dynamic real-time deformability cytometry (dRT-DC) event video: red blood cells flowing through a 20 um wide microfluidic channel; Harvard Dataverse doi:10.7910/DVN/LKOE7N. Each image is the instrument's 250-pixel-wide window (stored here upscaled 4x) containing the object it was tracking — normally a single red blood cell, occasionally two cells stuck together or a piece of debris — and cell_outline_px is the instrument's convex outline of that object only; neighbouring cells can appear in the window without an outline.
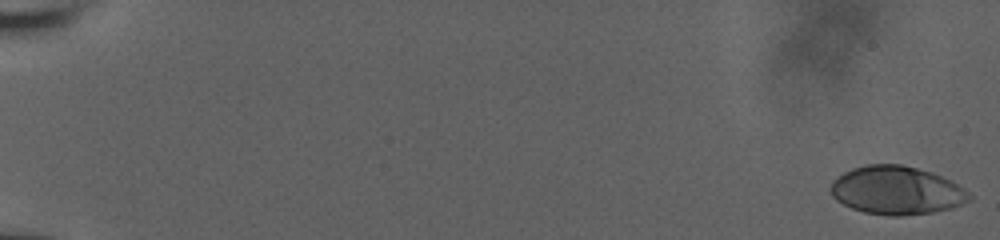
{"species": "human", "species_latin": "Homo sapiens", "temperature_condition": "room temperature", "stored_images_in_passage": 58, "camera_frame_rate_fps": 3000, "um_per_image_px": 0.085, "donor": {"sex": "male"}, "frame": {"image": 1, "passage_image": 1, "time_ms": 0.0, "image_size_px": [1000, 240], "cell_outline_px": [[972, 200], [952, 208], [932, 212], [900, 216], [892, 216], [864, 212], [852, 208], [836, 200], [832, 196], [832, 180], [844, 172], [852, 168], [864, 164], [900, 164], [932, 172], [952, 180], [964, 188], [972, 196]], "centroid_in_image_um": [76.24, 16.18], "position_along_channel_um": 8.8, "area_um2": 39.13}}
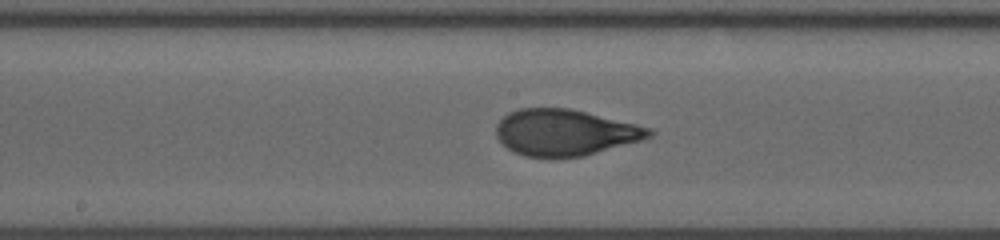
{"frame": {"image": 2, "passage_image": 33, "time_ms": 10.667, "image_size_px": [1000, 240], "cell_outline_px": [[652, 136], [640, 140], [584, 156], [524, 156], [508, 148], [496, 136], [496, 124], [508, 112], [520, 108], [568, 108], [636, 124], [652, 128]], "centroid_in_image_um": [48.0, 11.24], "position_along_channel_um": 200.2, "area_um2": 40.58}}
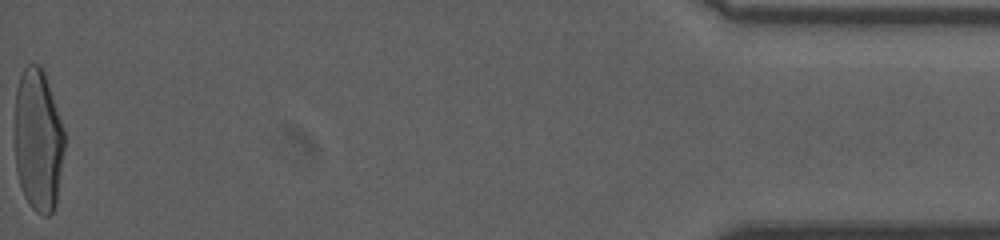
{"frame": {"image": 3, "passage_image": 58, "time_ms": 19.0, "image_size_px": [1000, 240], "cell_outline_px": [[64, 152], [56, 204], [52, 212], [48, 216], [44, 216], [36, 212], [32, 208], [24, 196], [16, 172], [12, 136], [16, 88], [20, 76], [24, 68], [28, 64], [40, 64], [44, 72], [64, 128]], "centroid_in_image_um": [3.2, 11.92], "position_along_channel_um": 432.0, "area_um2": 42.37}, "authors_computed_cell_mechanics": {"area_um2": 40.5756, "velocity_mm_per_s": 3.8304, "shape_relaxation_time_tau1_ms": 5.5813, "shape_relaxation_time_tau2_ms": null, "deformation_change_tau1": 0.2356, "deformation_change_tau2": null}}